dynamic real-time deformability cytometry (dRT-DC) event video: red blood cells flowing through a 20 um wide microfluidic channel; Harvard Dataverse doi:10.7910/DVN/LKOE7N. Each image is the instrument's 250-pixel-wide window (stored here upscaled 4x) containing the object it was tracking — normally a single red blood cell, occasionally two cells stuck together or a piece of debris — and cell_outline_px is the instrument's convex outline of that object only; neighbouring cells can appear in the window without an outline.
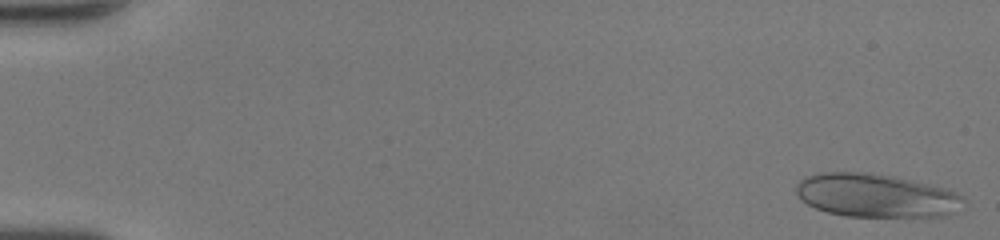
{"species": "human", "species_latin": "Homo sapiens", "temperature_condition": "room temperature", "stored_images_in_passage": 49, "camera_frame_rate_fps": 3000, "um_per_image_px": 0.085, "donor": {"sex": "female"}, "frame": {"image": 1, "passage_image": 1, "time_ms": 0.0, "image_size_px": [1000, 240], "cell_outline_px": [[964, 200], [948, 216], [844, 216], [828, 212], [816, 208], [800, 200], [796, 192], [796, 184], [804, 176], [820, 172], [864, 172], [896, 176], [948, 188], [964, 196]], "centroid_in_image_um": [74.43, 16.6], "position_along_channel_um": 10.6, "area_um2": 42.54}}
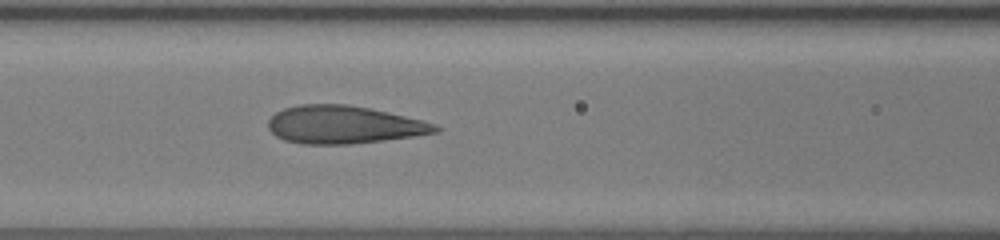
{"frame": {"image": 2, "passage_image": 22, "time_ms": 7.0, "image_size_px": [1000, 240], "cell_outline_px": [[440, 132], [384, 140], [348, 144], [304, 144], [284, 140], [276, 136], [268, 128], [268, 120], [276, 112], [284, 108], [300, 104], [348, 104], [388, 112], [436, 124], [440, 128]], "centroid_in_image_um": [29.19, 10.6], "position_along_channel_um": 137.4, "area_um2": 36.7}}
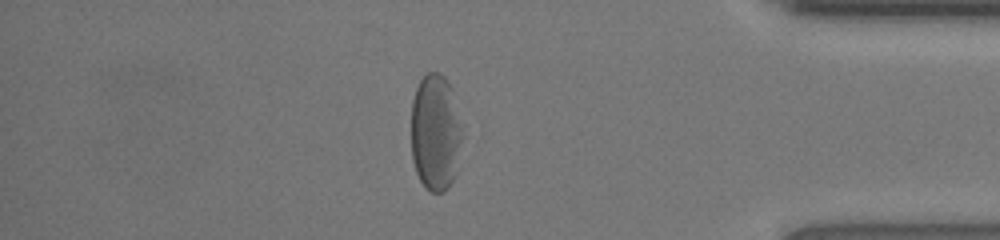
{"frame": {"image": 3, "passage_image": 42, "time_ms": 13.667, "image_size_px": [1000, 240], "cell_outline_px": [[464, 136], [456, 176], [448, 188], [444, 192], [432, 192], [420, 180], [416, 172], [412, 160], [412, 100], [416, 88], [420, 80], [428, 72], [440, 72], [448, 80], [452, 88]], "centroid_in_image_um": [37.05, 11.26], "position_along_channel_um": 398.2, "area_um2": 35.37}, "authors_computed_cell_mechanics": {"area_um2": 37.9746, "velocity_mm_per_s": 4.3056, "shape_relaxation_time_tau1_ms": 7.2605, "shape_relaxation_time_tau2_ms": 0.9301, "deformation_change_tau1": 0.2562, "deformation_change_tau2": 0.0832}}